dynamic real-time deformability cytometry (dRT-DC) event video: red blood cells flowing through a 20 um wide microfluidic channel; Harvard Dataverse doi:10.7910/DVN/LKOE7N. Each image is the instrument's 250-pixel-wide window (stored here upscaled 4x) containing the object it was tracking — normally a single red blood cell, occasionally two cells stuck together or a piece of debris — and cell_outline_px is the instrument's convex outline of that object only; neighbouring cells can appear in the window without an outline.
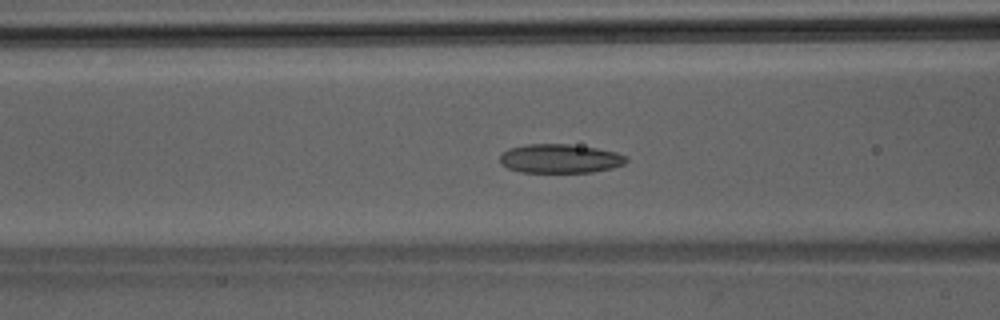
{"species": "Egyptian fruit bat (a non-hibernating species)", "species_latin": "Rousettus aegyptiacus", "temperature_condition": "room temperature", "stored_images_in_passage": 46, "segment_of_instrument_passage": [1, 2], "camera_frame_rate_fps": 3000, "um_per_image_px": 0.085, "animal": {"sex": "male"}, "frame": {"image": 1, "passage_image": 18, "time_ms": 5.667, "image_size_px": [1000, 320], "cell_outline_px": [[628, 160], [624, 164], [612, 168], [592, 172], [520, 172], [508, 168], [500, 164], [500, 156], [508, 148], [524, 144], [568, 144], [596, 148], [616, 152], [628, 156]], "centroid_in_image_um": [47.6, 13.48], "position_along_channel_um": 119.0, "area_um2": 21.44}}
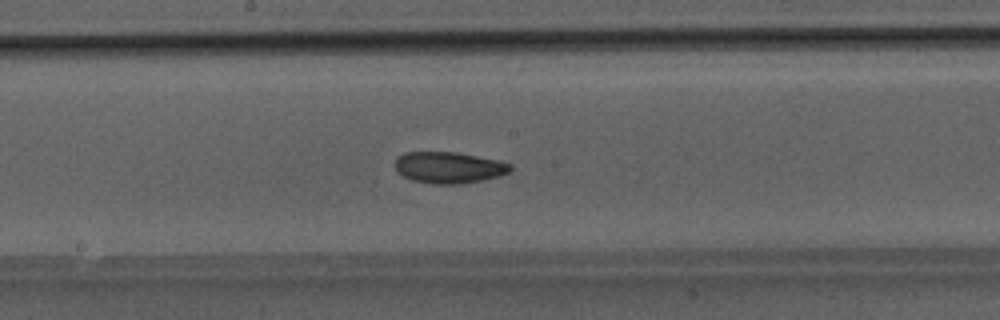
{"frame": {"image": 2, "passage_image": 24, "time_ms": 7.667, "image_size_px": [1000, 320], "cell_outline_px": [[512, 168], [508, 172], [500, 176], [460, 184], [432, 184], [412, 180], [396, 172], [396, 156], [404, 152], [456, 152], [500, 160], [512, 164]], "centroid_in_image_um": [38.15, 14.23], "position_along_channel_um": 210.1, "area_um2": 21.21}}
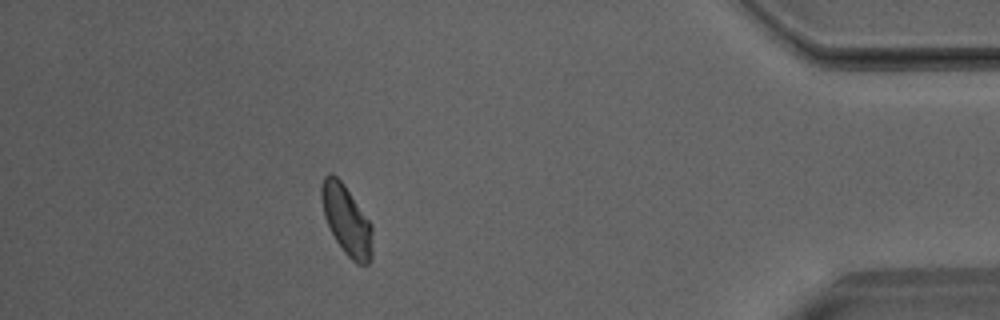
{"frame": {"image": 3, "passage_image": 40, "time_ms": 13.0, "image_size_px": [1000, 320], "cell_outline_px": [[372, 260], [368, 264], [356, 264], [344, 252], [336, 240], [324, 216], [320, 200], [320, 188], [324, 176], [328, 172], [332, 172], [344, 184], [372, 224]], "centroid_in_image_um": [29.45, 18.69], "position_along_channel_um": 405.7, "area_um2": 20.87}}